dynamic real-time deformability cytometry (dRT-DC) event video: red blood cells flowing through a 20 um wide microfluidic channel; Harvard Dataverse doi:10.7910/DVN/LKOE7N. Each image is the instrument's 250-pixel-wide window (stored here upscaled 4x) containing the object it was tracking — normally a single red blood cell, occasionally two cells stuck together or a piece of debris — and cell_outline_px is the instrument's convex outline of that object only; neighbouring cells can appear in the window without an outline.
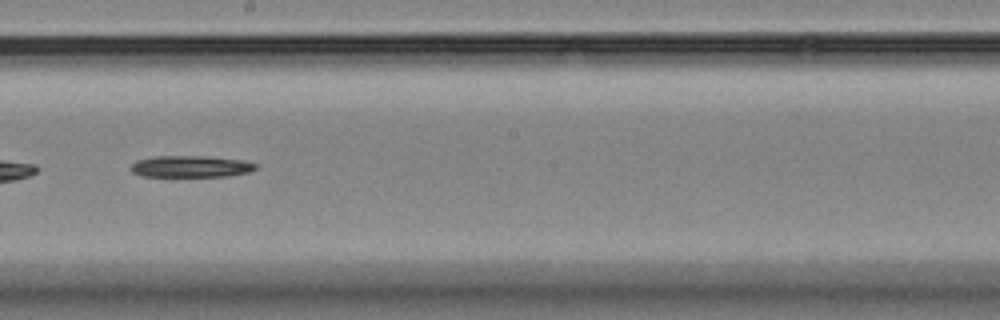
{"species": "Egyptian fruit bat (a non-hibernating species)", "species_latin": "Rousettus aegyptiacus", "temperature_condition": "room temperature", "stored_images_in_passage": 34, "camera_frame_rate_fps": 3000, "um_per_image_px": 0.085, "animal": {"sex": "female"}, "frame": {"image": 1, "passage_image": 15, "time_ms": 4.667, "image_size_px": [1000, 320], "cell_outline_px": [[256, 168], [248, 172], [228, 176], [140, 176], [132, 172], [128, 168], [136, 160], [156, 156], [204, 156], [244, 160], [256, 164]], "centroid_in_image_um": [16.17, 14.15], "position_along_channel_um": 232.0, "area_um2": 15.72}}
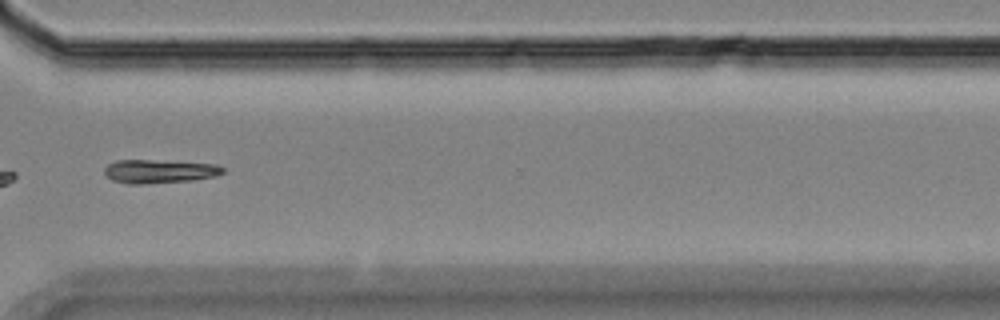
{"frame": {"image": 2, "passage_image": 25, "time_ms": 8.0, "image_size_px": [1000, 320], "cell_outline_px": [[224, 172], [216, 176], [192, 180], [144, 184], [128, 184], [112, 180], [104, 172], [104, 168], [108, 164], [116, 160], [152, 160], [216, 164], [224, 168]], "centroid_in_image_um": [13.53, 14.56], "position_along_channel_um": 357.1, "area_um2": 16.24}, "authors_computed_cell_mechanics": {"area_um2": 15.7216, "velocity_mm_per_s": 3.7435, "shape_relaxation_time_tau1_ms": 1.1021, "shape_relaxation_time_tau2_ms": null, "deformation_change_tau1": 0.1246, "deformation_change_tau2": null}}